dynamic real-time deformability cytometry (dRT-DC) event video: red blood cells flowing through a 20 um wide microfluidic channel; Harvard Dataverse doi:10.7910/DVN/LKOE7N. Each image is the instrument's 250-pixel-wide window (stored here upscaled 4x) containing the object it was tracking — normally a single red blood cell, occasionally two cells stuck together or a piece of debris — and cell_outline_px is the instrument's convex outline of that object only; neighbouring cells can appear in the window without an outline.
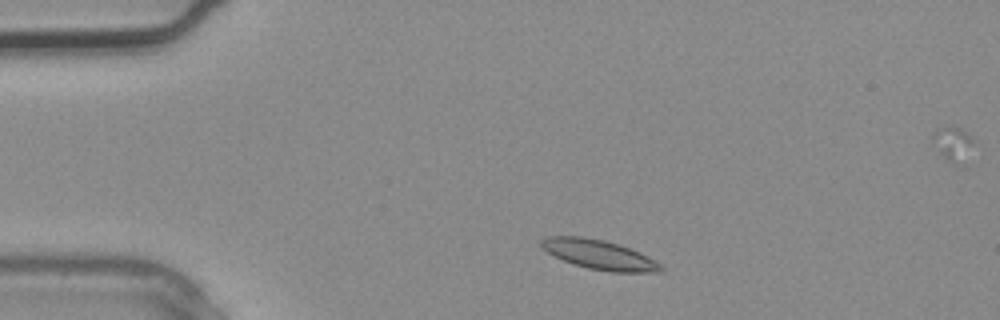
{"species": "common noctule bat (a hibernating species)", "species_latin": "Nyctalus noctula", "temperature_condition": "warm", "stored_images_in_passage": 2, "camera_frame_rate_fps": 3000, "um_per_image_px": 0.085, "animal": {"sex": "male", "body_mass_g": 20.4}, "frame": {"image": 1, "passage_image": 1, "time_ms": 0.0, "image_size_px": [1000, 320], "cell_outline_px": [[664, 272], [612, 272], [588, 268], [572, 264], [540, 248], [540, 240], [544, 236], [580, 236], [604, 240], [620, 244], [640, 252], [656, 260], [664, 268]], "centroid_in_image_um": [50.94, 21.64], "position_along_channel_um": 34.1, "area_um2": 20.75}}
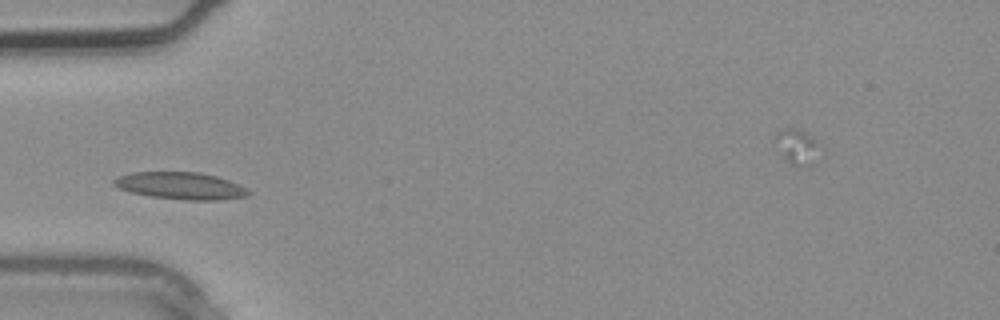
{"frame": {"image": 2, "passage_image": 2, "time_ms": 0.333, "image_size_px": [1000, 320], "cell_outline_px": [[252, 192], [248, 196], [216, 200], [184, 200], [152, 196], [132, 192], [120, 188], [112, 184], [112, 180], [120, 176], [132, 172], [200, 172], [216, 176], [228, 180]], "centroid_in_image_um": [15.35, 15.79], "position_along_channel_um": 69.7, "area_um2": 20.98}}